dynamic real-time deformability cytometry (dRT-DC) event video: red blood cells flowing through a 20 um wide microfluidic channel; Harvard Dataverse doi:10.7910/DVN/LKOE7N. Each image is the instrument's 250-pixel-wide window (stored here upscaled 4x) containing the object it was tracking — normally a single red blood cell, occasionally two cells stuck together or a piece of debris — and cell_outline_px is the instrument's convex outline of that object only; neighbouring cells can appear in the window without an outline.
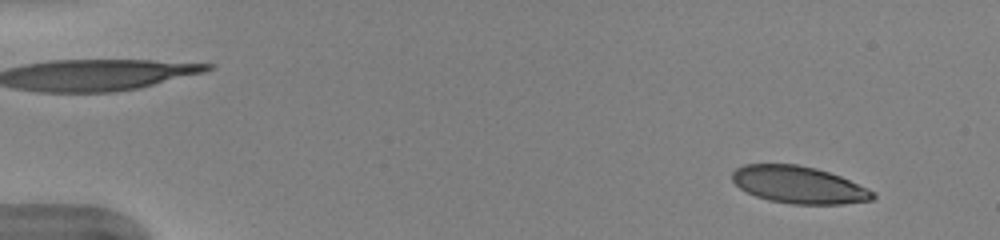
{"species": "human", "species_latin": "Homo sapiens", "temperature_condition": "warm", "stored_images_in_passage": 51, "camera_frame_rate_fps": 3000, "um_per_image_px": 0.085, "donor": {"sex": "female"}, "frame": {"image": 1, "passage_image": 5, "time_ms": 1.333, "image_size_px": [1000, 240], "cell_outline_px": [[876, 196], [872, 200], [844, 204], [792, 204], [768, 200], [756, 196], [740, 188], [732, 180], [732, 172], [736, 168], [744, 164], [796, 164], [816, 168], [840, 176], [868, 188], [876, 192]], "centroid_in_image_um": [67.91, 15.71], "position_along_channel_um": 17.1, "area_um2": 30.52}}
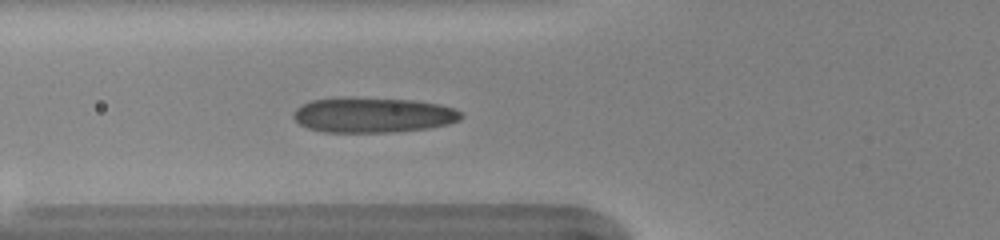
{"frame": {"image": 2, "passage_image": 20, "time_ms": 6.333, "image_size_px": [1000, 240], "cell_outline_px": [[464, 116], [460, 120], [448, 124], [428, 128], [392, 132], [324, 132], [308, 128], [300, 124], [292, 116], [296, 108], [312, 100], [412, 100], [440, 104], [456, 108]], "centroid_in_image_um": [31.78, 9.82], "position_along_channel_um": 94.0, "area_um2": 33.23}}
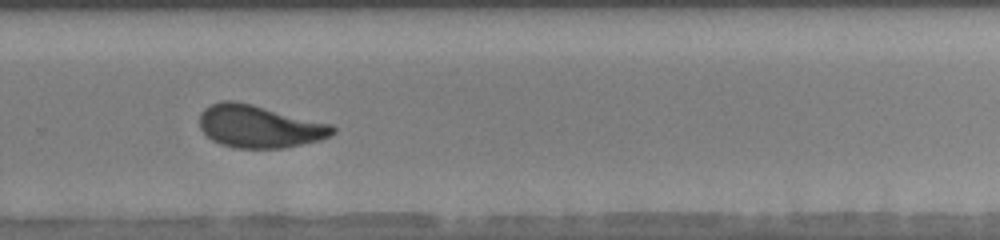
{"frame": {"image": 3, "passage_image": 36, "time_ms": 11.667, "image_size_px": [1000, 240], "cell_outline_px": [[336, 132], [332, 136], [320, 140], [284, 148], [236, 148], [220, 144], [212, 140], [200, 128], [200, 112], [204, 108], [220, 100], [232, 100], [252, 104], [332, 124], [336, 128]], "centroid_in_image_um": [22.06, 10.74], "position_along_channel_um": 307.7, "area_um2": 33.18}, "authors_computed_cell_mechanics": {"area_um2": 32.5992, "velocity_mm_per_s": 4.0101, "shape_relaxation_time_tau1_ms": 6.5025, "shape_relaxation_time_tau2_ms": 1.0171, "deformation_change_tau1": 0.2081, "deformation_change_tau2": 0.0756}}